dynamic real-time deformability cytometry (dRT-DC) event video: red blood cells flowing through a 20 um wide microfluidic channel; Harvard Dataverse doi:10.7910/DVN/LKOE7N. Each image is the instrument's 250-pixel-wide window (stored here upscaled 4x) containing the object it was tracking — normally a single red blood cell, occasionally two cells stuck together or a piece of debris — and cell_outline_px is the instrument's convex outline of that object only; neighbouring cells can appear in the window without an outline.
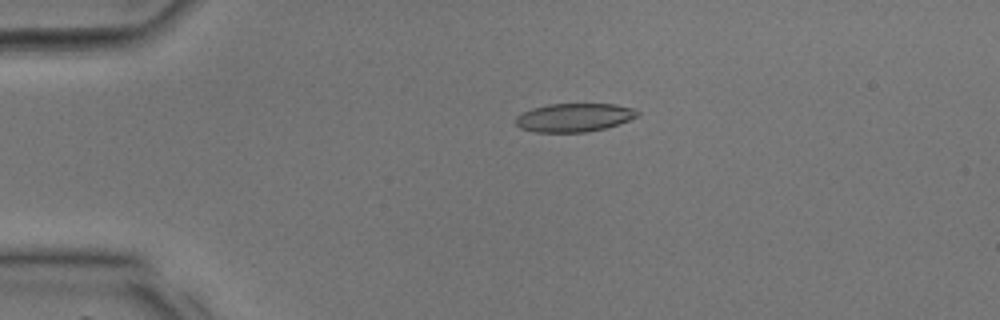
{"species": "common noctule bat (a hibernating species)", "species_latin": "Nyctalus noctula", "temperature_condition": "room temperature", "stored_images_in_passage": 32, "camera_frame_rate_fps": 3000, "um_per_image_px": 0.085, "animal": {"sex": "male", "body_mass_g": 17.9, "forearm_length_mm": 54.2}, "frame": {"image": 1, "passage_image": 4, "time_ms": 1.0, "image_size_px": [1000, 320], "cell_outline_px": [[640, 112], [636, 116], [628, 120], [604, 128], [584, 132], [536, 132], [520, 128], [516, 124], [516, 116], [520, 112], [532, 108], [548, 104], [616, 104], [632, 108]], "centroid_in_image_um": [48.74, 9.98], "position_along_channel_um": 36.3, "area_um2": 20.06}}
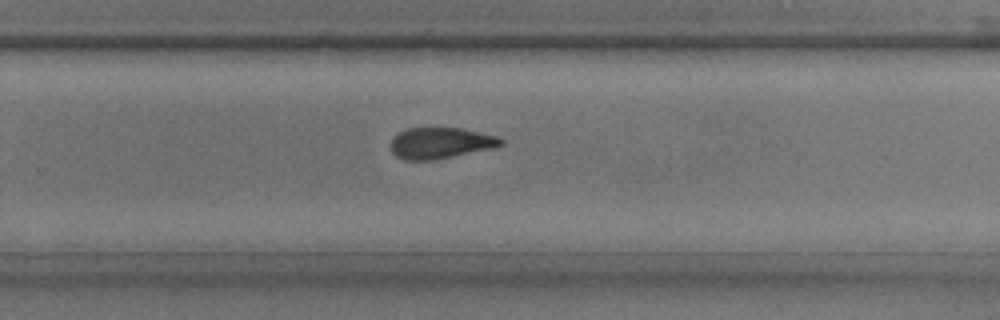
{"frame": {"image": 2, "passage_image": 20, "time_ms": 6.333, "image_size_px": [1000, 320], "cell_outline_px": [[504, 144], [492, 148], [432, 160], [404, 160], [396, 156], [392, 152], [392, 136], [408, 128], [460, 128], [496, 136], [504, 140]], "centroid_in_image_um": [37.42, 12.16], "position_along_channel_um": 292.4, "area_um2": 19.71}}
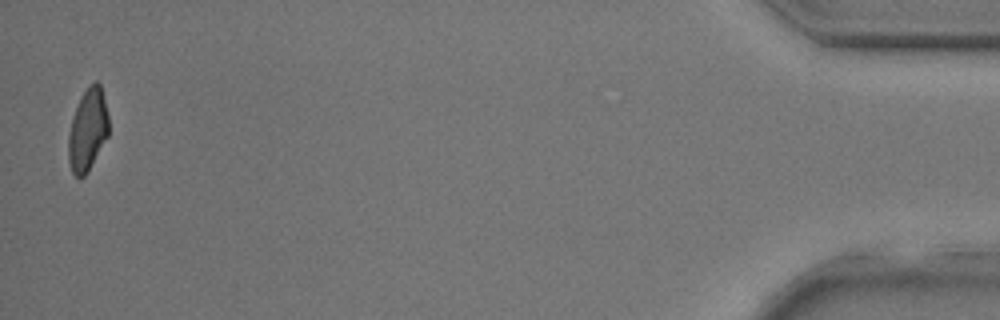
{"frame": {"image": 3, "passage_image": 32, "time_ms": 10.333, "image_size_px": [1000, 320], "cell_outline_px": [[108, 136], [88, 172], [84, 176], [76, 176], [72, 172], [68, 160], [68, 136], [72, 120], [80, 96], [96, 80], [100, 84], [108, 116]], "centroid_in_image_um": [7.45, 11.07], "position_along_channel_um": 427.7, "area_um2": 19.02}}